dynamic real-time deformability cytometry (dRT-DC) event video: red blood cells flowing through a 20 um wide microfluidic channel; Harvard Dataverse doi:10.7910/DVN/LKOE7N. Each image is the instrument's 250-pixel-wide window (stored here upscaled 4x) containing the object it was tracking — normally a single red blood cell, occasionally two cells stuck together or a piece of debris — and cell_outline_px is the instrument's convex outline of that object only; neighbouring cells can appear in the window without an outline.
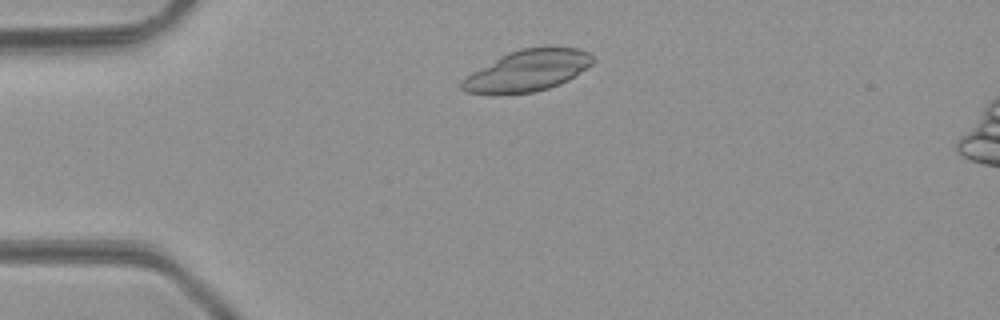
{"species": "common noctule bat (a hibernating species)", "species_latin": "Nyctalus noctula", "temperature_condition": "room temperature", "stored_images_in_passage": 42, "camera_frame_rate_fps": 3000, "um_per_image_px": 0.085, "animal": {"sex": "male", "body_mass_g": 23.1, "forearm_length_mm": 52.7}, "frame": {"image": 1, "passage_image": 5, "time_ms": 1.333, "image_size_px": [1000, 320], "cell_outline_px": [[596, 60], [592, 64], [568, 80], [560, 84], [548, 88], [532, 92], [508, 96], [488, 96], [464, 92], [460, 88], [460, 80], [472, 72], [500, 56], [508, 52], [520, 48], [580, 48], [588, 52]], "centroid_in_image_um": [44.76, 6.06], "position_along_channel_um": 40.2, "area_um2": 32.02}}